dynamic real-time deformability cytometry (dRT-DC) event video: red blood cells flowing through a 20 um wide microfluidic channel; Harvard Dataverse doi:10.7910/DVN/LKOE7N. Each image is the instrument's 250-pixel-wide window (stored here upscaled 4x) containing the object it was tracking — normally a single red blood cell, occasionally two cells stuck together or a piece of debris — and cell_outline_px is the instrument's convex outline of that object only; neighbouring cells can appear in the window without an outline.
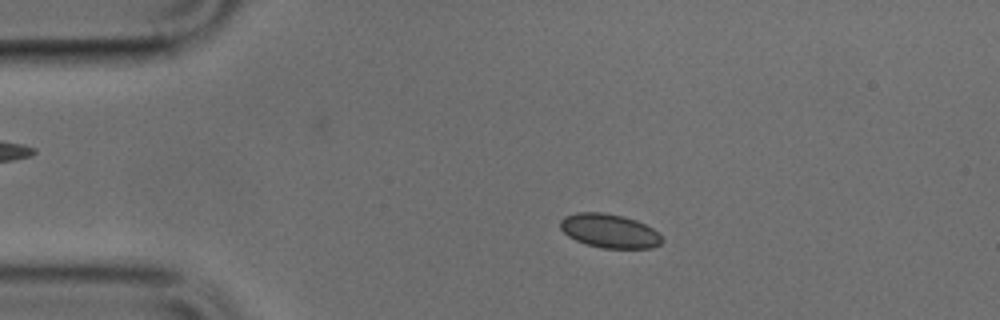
{"species": "common noctule bat (a hibernating species)", "species_latin": "Nyctalus noctula", "temperature_condition": "cold", "stored_images_in_passage": 36, "camera_frame_rate_fps": 3000, "um_per_image_px": 0.085, "animal": {"sex": "male", "body_mass_g": 17.9, "forearm_length_mm": 54.2}, "frame": {"image": 1, "passage_image": 10, "time_ms": 3.0, "image_size_px": [1000, 320], "cell_outline_px": [[664, 240], [660, 244], [652, 248], [604, 248], [588, 244], [576, 240], [568, 236], [560, 228], [560, 220], [564, 216], [576, 212], [604, 212], [624, 216], [636, 220], [652, 228]], "centroid_in_image_um": [51.79, 19.61], "position_along_channel_um": 33.2, "area_um2": 20.06}}
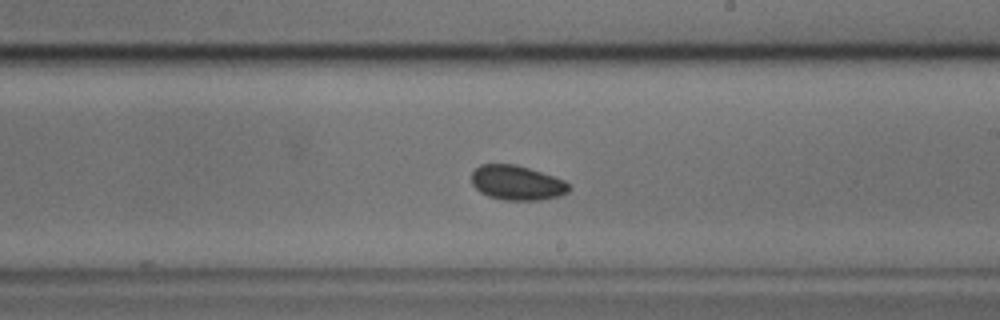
{"frame": {"image": 2, "passage_image": 29, "time_ms": 9.333, "image_size_px": [1000, 320], "cell_outline_px": [[572, 188], [568, 192], [560, 196], [540, 200], [504, 200], [488, 196], [480, 192], [472, 184], [472, 172], [480, 164], [516, 164], [564, 180]], "centroid_in_image_um": [43.94, 15.54], "position_along_channel_um": 245.1, "area_um2": 19.65}}
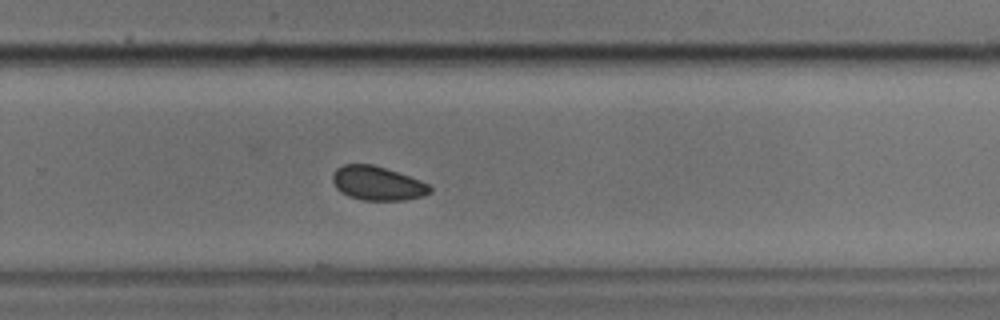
{"frame": {"image": 3, "passage_image": 33, "time_ms": 10.667, "image_size_px": [1000, 320], "cell_outline_px": [[432, 192], [424, 196], [404, 200], [364, 200], [348, 196], [340, 192], [336, 188], [332, 180], [332, 172], [336, 168], [344, 164], [372, 164], [420, 180], [428, 184], [432, 188]], "centroid_in_image_um": [32.06, 15.59], "position_along_channel_um": 297.7, "area_um2": 19.31}}